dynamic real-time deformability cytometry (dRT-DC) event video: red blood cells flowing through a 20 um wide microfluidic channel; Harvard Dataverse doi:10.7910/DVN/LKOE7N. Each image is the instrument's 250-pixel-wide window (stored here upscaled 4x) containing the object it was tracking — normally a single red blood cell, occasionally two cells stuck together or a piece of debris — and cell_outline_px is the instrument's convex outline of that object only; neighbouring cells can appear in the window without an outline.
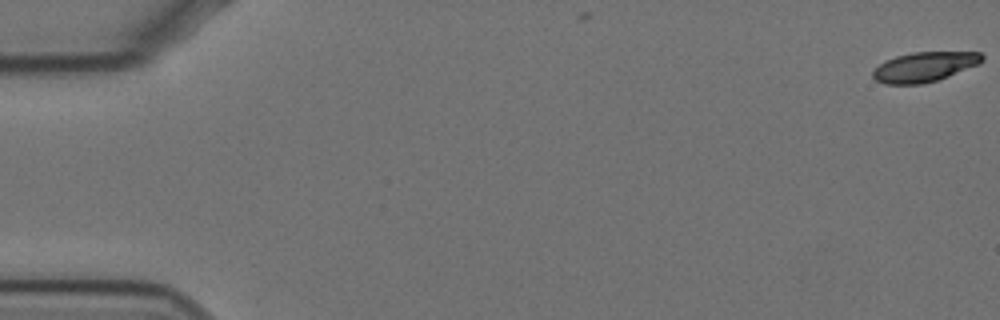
{"species": "Egyptian fruit bat (a non-hibernating species)", "species_latin": "Rousettus aegyptiacus", "temperature_condition": "cold", "stored_images_in_passage": 7, "camera_frame_rate_fps": 3000, "um_per_image_px": 0.085, "animal": {"sex": "female"}, "frame": {"image": 1, "passage_image": 1, "time_ms": 0.0, "image_size_px": [1000, 320], "cell_outline_px": [[984, 60], [980, 64], [948, 76], [936, 80], [920, 84], [884, 84], [876, 80], [872, 76], [872, 72], [884, 60], [896, 56], [912, 52], [980, 52], [984, 56]], "centroid_in_image_um": [78.58, 5.67], "position_along_channel_um": 6.4, "area_um2": 18.96}}